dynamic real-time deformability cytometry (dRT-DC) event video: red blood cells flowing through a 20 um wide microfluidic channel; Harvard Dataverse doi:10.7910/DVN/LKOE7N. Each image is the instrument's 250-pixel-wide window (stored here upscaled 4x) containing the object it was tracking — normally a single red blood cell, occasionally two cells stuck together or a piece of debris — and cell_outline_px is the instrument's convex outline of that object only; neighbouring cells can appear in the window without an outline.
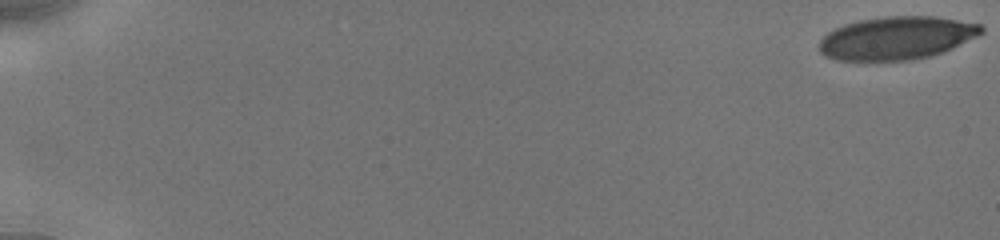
{"species": "human", "species_latin": "Homo sapiens", "temperature_condition": "cold", "stored_images_in_passage": 36, "camera_frame_rate_fps": 3000, "um_per_image_px": 0.085, "donor": {"sex": "male"}, "frame": {"image": 1, "passage_image": 1, "time_ms": 0.0, "image_size_px": [1000, 240], "cell_outline_px": [[984, 32], [944, 52], [932, 56], [912, 60], [836, 60], [824, 56], [820, 52], [820, 40], [828, 32], [844, 24], [860, 20], [884, 16], [936, 16], [980, 24], [984, 28]], "centroid_in_image_um": [76.22, 3.23], "position_along_channel_um": 8.8, "area_um2": 40.63}}
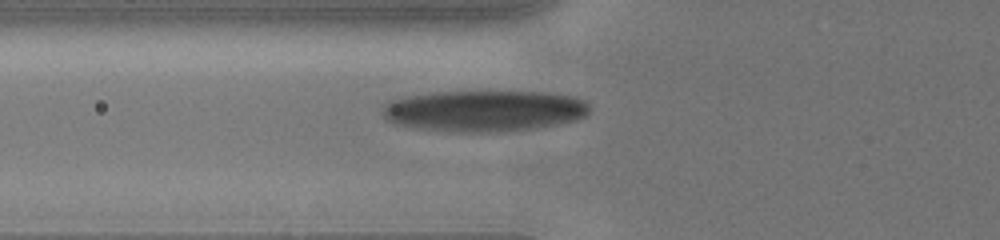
{"frame": {"image": 2, "passage_image": 25, "time_ms": 7.0, "image_size_px": [1000, 240], "cell_outline_px": [[592, 108], [584, 116], [576, 120], [560, 124], [536, 128], [500, 132], [452, 132], [412, 128], [392, 124], [384, 120], [384, 104], [388, 100], [408, 96], [432, 92], [548, 92], [576, 96], [584, 100]], "centroid_in_image_um": [41.15, 9.43], "position_along_channel_um": 84.7, "area_um2": 50.46}}
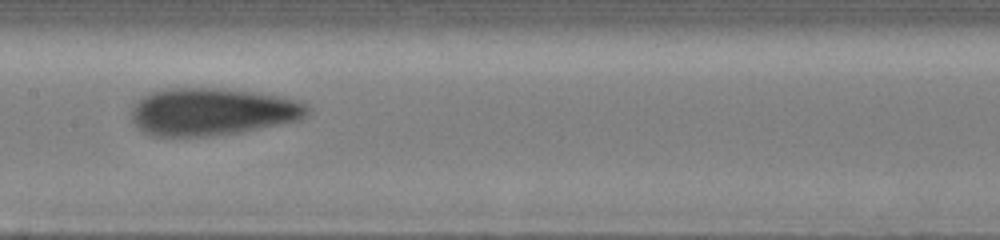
{"frame": {"image": 3, "passage_image": 35, "time_ms": 9.667, "image_size_px": [1000, 240], "cell_outline_px": [[312, 112], [308, 116], [300, 120], [240, 132], [208, 136], [152, 136], [136, 128], [132, 120], [132, 104], [148, 92], [164, 88], [224, 88], [252, 92], [300, 100], [308, 104], [312, 108]], "centroid_in_image_um": [18.04, 9.49], "position_along_channel_um": 189.4, "area_um2": 49.25}}